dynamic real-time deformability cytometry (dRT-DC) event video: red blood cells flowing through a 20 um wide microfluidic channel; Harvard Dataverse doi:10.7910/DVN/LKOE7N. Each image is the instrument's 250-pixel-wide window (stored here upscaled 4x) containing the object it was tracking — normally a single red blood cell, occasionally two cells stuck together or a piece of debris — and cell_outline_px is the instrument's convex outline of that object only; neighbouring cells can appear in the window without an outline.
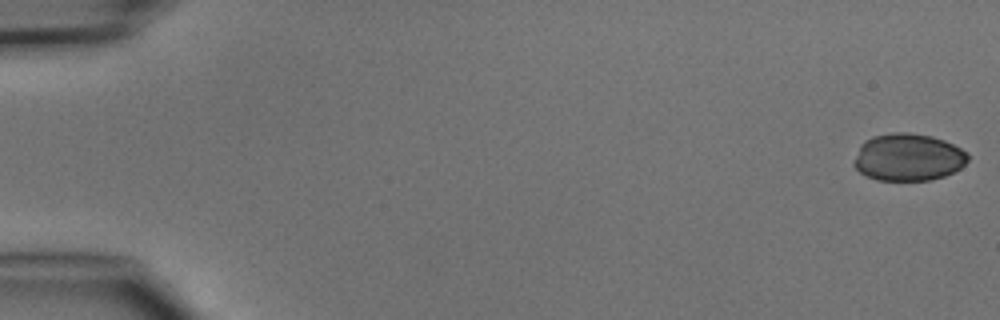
{"species": "common noctule bat (a hibernating species)", "species_latin": "Nyctalus noctula", "temperature_condition": "cold", "stored_images_in_passage": 5, "segment_of_instrument_passage": [1, 2], "camera_frame_rate_fps": 3000, "um_per_image_px": 0.085, "animal": {"sex": "male", "body_mass_g": 15.6}, "frame": {"image": 1, "passage_image": 1, "time_ms": 0.0, "image_size_px": [1000, 320], "cell_outline_px": [[968, 160], [960, 168], [944, 176], [932, 180], [876, 180], [860, 172], [852, 164], [860, 144], [864, 140], [872, 136], [892, 132], [908, 132], [932, 136], [944, 140], [968, 152]], "centroid_in_image_um": [77.17, 13.35], "position_along_channel_um": 7.8, "area_um2": 31.56}}